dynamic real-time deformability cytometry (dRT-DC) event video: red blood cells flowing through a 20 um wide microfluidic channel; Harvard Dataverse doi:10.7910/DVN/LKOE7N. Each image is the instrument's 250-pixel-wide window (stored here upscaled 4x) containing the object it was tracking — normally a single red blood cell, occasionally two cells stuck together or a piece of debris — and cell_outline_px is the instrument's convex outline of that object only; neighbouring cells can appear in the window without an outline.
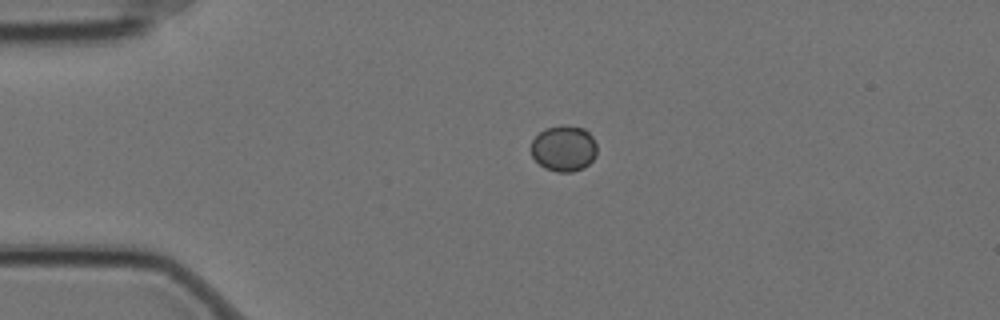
{"species": "Egyptian fruit bat (a non-hibernating species)", "species_latin": "Rousettus aegyptiacus", "temperature_condition": "cold", "stored_images_in_passage": 4, "camera_frame_rate_fps": 3000, "um_per_image_px": 0.085, "animal": {"sex": "female"}, "frame": {"image": 1, "passage_image": 3, "time_ms": 0.667, "image_size_px": [1000, 320], "cell_outline_px": [[596, 156], [588, 164], [572, 172], [556, 172], [544, 168], [532, 156], [532, 140], [544, 128], [560, 124], [584, 128], [592, 136], [596, 144]], "centroid_in_image_um": [47.92, 12.6], "position_along_channel_um": 37.1, "area_um2": 17.63}}